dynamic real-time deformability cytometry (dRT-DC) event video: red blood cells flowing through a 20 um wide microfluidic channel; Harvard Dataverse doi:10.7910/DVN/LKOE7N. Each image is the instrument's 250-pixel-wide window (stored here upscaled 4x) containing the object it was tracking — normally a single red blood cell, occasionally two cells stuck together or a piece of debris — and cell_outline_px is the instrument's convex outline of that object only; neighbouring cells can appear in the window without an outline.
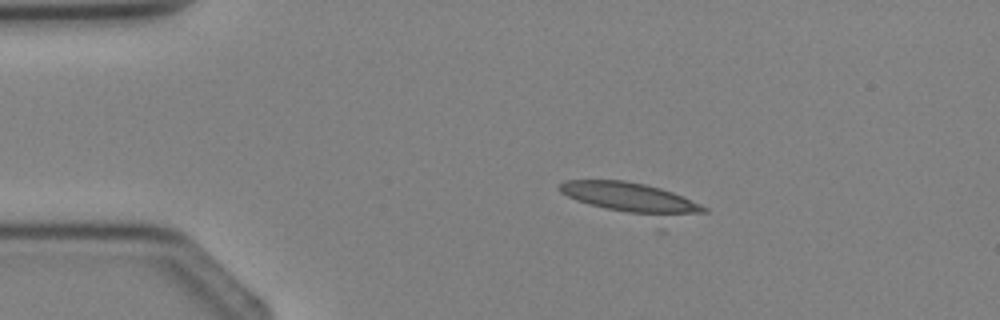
{"species": "Egyptian fruit bat (a non-hibernating species)", "species_latin": "Rousettus aegyptiacus", "temperature_condition": "cold", "stored_images_in_passage": 2, "camera_frame_rate_fps": 3000, "um_per_image_px": 0.085, "animal": {"sex": "female"}, "frame": {"image": 1, "passage_image": 1, "time_ms": 0.0, "image_size_px": [1000, 320], "cell_outline_px": [[708, 212], [664, 232], [656, 232], [576, 200], [560, 192], [560, 184], [564, 180], [624, 180], [644, 184], [660, 188], [672, 192], [708, 208]], "centroid_in_image_um": [53.98, 17.21], "position_along_channel_um": 31.0, "area_um2": 31.91}}